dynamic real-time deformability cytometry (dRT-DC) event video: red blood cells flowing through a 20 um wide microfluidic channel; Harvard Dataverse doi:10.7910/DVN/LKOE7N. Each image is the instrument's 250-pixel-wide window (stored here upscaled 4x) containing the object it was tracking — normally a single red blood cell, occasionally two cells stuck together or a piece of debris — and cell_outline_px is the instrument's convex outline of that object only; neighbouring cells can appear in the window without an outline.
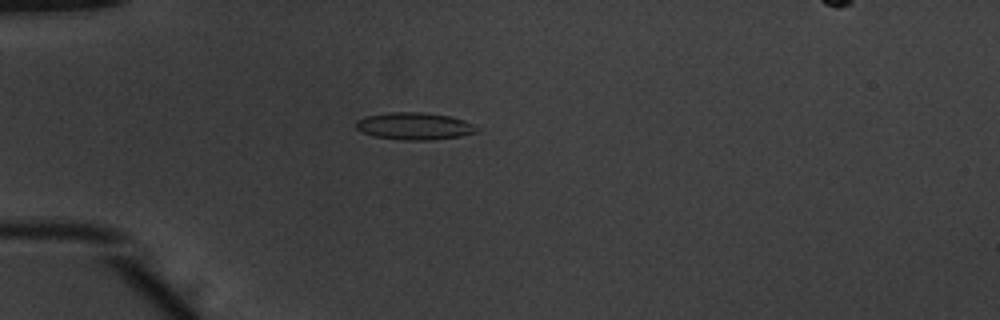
{"species": "common noctule bat (a hibernating species)", "species_latin": "Nyctalus noctula", "temperature_condition": "warm", "stored_images_in_passage": 40, "camera_frame_rate_fps": 3000, "um_per_image_px": 0.085, "animal": {"sex": "male", "body_mass_g": 20.1, "forearm_length_mm": 53.5}, "frame": {"image": 1, "passage_image": 3, "time_ms": 0.667, "image_size_px": [1000, 320], "cell_outline_px": [[476, 132], [460, 136], [432, 140], [400, 140], [372, 136], [356, 128], [356, 120], [364, 116], [392, 112], [420, 112], [448, 116], [464, 120], [472, 124], [476, 128]], "centroid_in_image_um": [35.17, 10.72], "position_along_channel_um": 49.8, "area_um2": 19.02}}
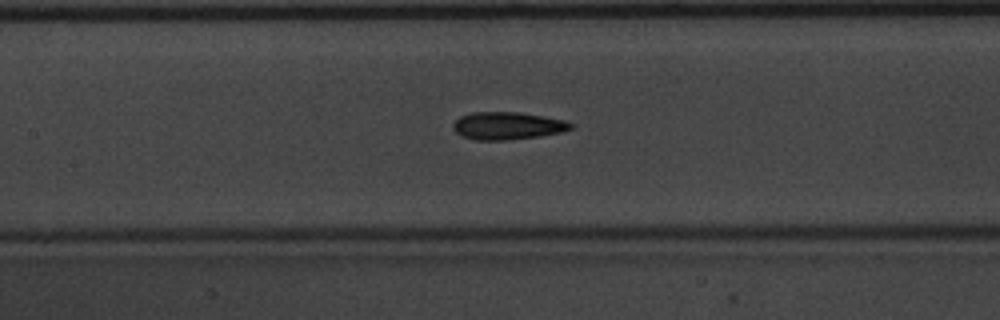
{"frame": {"image": 2, "passage_image": 13, "time_ms": 4.0, "image_size_px": [1000, 320], "cell_outline_px": [[572, 128], [564, 132], [540, 136], [508, 140], [476, 140], [460, 136], [452, 128], [452, 124], [460, 116], [472, 112], [520, 112], [564, 120], [572, 124]], "centroid_in_image_um": [43.11, 10.69], "position_along_channel_um": 164.3, "area_um2": 19.02}}
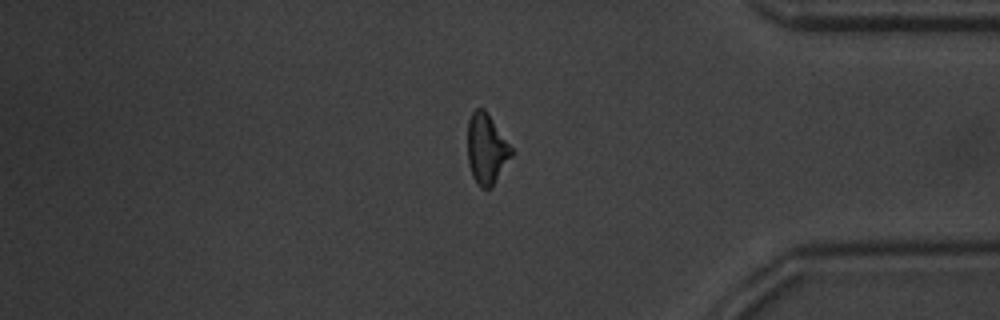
{"frame": {"image": 3, "passage_image": 32, "time_ms": 10.333, "image_size_px": [1000, 320], "cell_outline_px": [[516, 152], [492, 184], [488, 188], [480, 188], [472, 176], [468, 164], [468, 120], [472, 112], [476, 108], [484, 108]], "centroid_in_image_um": [41.36, 12.64], "position_along_channel_um": 393.8, "area_um2": 17.98}, "authors_computed_cell_mechanics": {"area_um2": 18.207, "velocity_mm_per_s": 3.9459, "shape_relaxation_time_tau1_ms": 3.4129, "shape_relaxation_time_tau2_ms": 2.898, "deformation_change_tau1": 0.121, "deformation_change_tau2": 0.1065}}